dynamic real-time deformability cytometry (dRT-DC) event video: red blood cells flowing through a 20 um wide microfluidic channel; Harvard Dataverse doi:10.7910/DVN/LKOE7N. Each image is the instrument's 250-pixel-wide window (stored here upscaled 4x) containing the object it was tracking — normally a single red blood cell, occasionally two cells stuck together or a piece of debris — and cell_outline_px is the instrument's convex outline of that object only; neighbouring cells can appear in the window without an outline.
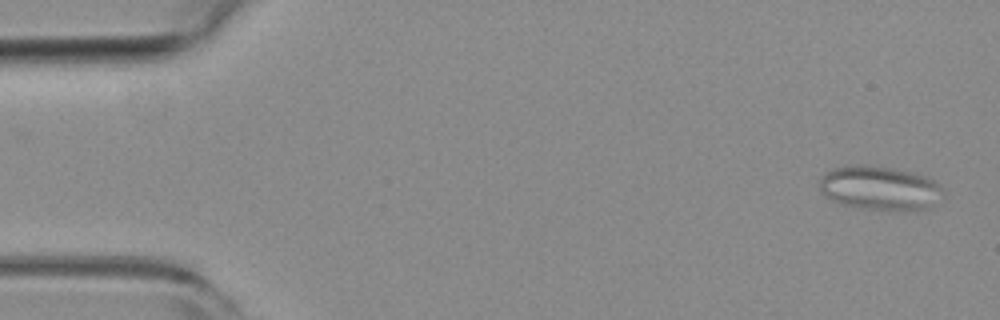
{"species": "common noctule bat (a hibernating species)", "species_latin": "Nyctalus noctula", "temperature_condition": "room temperature", "stored_images_in_passage": 14, "camera_frame_rate_fps": 3000, "um_per_image_px": 0.085, "animal": {"sex": "female", "body_mass_g": 19.3, "forearm_length_mm": 54.1}, "frame": {"image": 1, "passage_image": 2, "time_ms": 0.333, "image_size_px": [1000, 320], "cell_outline_px": [[944, 196], [932, 208], [912, 212], [856, 208], [840, 204], [824, 196], [820, 192], [820, 180], [824, 172], [848, 164], [868, 164], [892, 168], [912, 172], [924, 176], [932, 180], [944, 188]], "centroid_in_image_um": [74.81, 16.01], "position_along_channel_um": 10.2, "area_um2": 32.77}}